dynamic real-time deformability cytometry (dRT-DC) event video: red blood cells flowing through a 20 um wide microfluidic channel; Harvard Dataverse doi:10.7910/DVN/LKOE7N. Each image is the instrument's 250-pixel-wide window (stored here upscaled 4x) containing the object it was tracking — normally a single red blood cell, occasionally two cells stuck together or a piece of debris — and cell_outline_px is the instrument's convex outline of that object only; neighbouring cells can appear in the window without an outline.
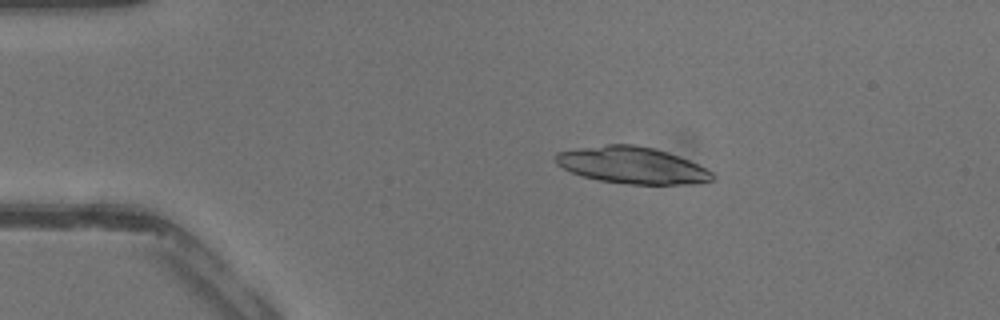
{"species": "common noctule bat (a hibernating species)", "species_latin": "Nyctalus noctula", "temperature_condition": "warm", "stored_images_in_passage": 34, "camera_frame_rate_fps": 3000, "um_per_image_px": 0.085, "animal": {"sex": "male", "body_mass_g": 13.3}, "frame": {"image": 1, "passage_image": 1, "time_ms": 0.0, "image_size_px": [1000, 320], "cell_outline_px": [[716, 180], [692, 184], [628, 184], [600, 180], [584, 176], [572, 172], [556, 164], [556, 152], [580, 148], [608, 144], [636, 144], [668, 152], [688, 160], [712, 172], [716, 176]], "centroid_in_image_um": [53.76, 14.05], "position_along_channel_um": 31.2, "area_um2": 33.29}}
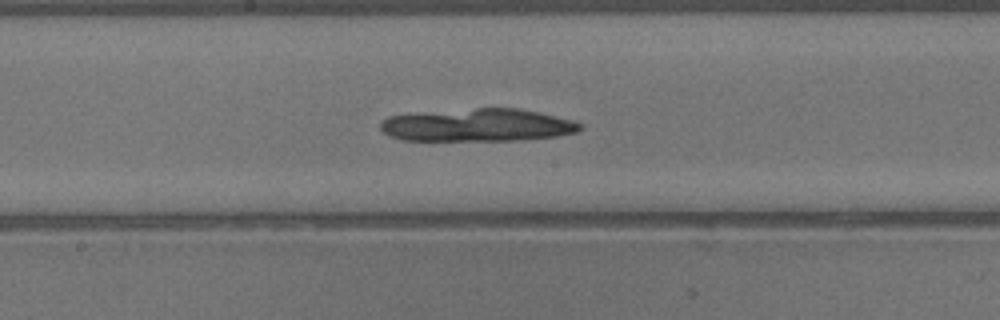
{"frame": {"image": 2, "passage_image": 15, "time_ms": 4.667, "image_size_px": [1000, 320], "cell_outline_px": [[584, 128], [576, 132], [556, 136], [524, 140], [400, 140], [388, 136], [380, 128], [380, 124], [388, 116], [476, 108], [516, 108], [536, 112], [572, 120], [584, 124]], "centroid_in_image_um": [40.63, 10.65], "position_along_channel_um": 207.6, "area_um2": 37.8}}
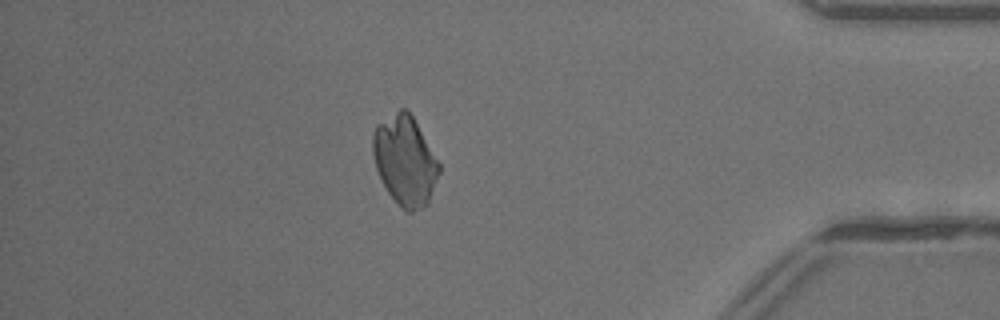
{"frame": {"image": 3, "passage_image": 29, "time_ms": 9.333, "image_size_px": [1000, 320], "cell_outline_px": [[440, 172], [428, 204], [424, 208], [412, 212], [408, 212], [388, 192], [376, 168], [372, 152], [372, 132], [376, 124], [400, 108], [408, 108], [440, 164]], "centroid_in_image_um": [34.42, 13.61], "position_along_channel_um": 400.8, "area_um2": 34.51}}